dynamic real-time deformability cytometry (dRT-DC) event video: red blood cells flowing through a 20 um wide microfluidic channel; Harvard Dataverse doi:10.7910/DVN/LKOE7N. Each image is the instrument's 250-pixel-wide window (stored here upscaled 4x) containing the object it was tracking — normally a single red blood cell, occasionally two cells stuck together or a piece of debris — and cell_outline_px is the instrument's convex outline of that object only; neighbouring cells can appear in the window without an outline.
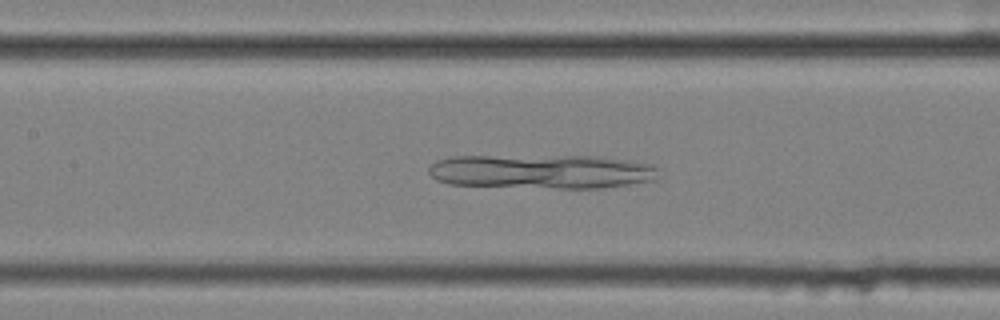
{"species": "common noctule bat (a hibernating species)", "species_latin": "Nyctalus noctula", "temperature_condition": "cold", "stored_images_in_passage": 49, "camera_frame_rate_fps": 3000, "um_per_image_px": 0.085, "animal": {"sex": "female", "body_mass_g": 25.1}, "frame": {"image": 1, "passage_image": 19, "time_ms": 6.0, "image_size_px": [1000, 320], "cell_outline_px": [[660, 176], [652, 180], [604, 188], [560, 188], [448, 184], [436, 180], [428, 172], [428, 168], [436, 160], [452, 156], [604, 156], [652, 164], [656, 168]], "centroid_in_image_um": [46.05, 14.57], "position_along_channel_um": 161.3, "area_um2": 46.01}}
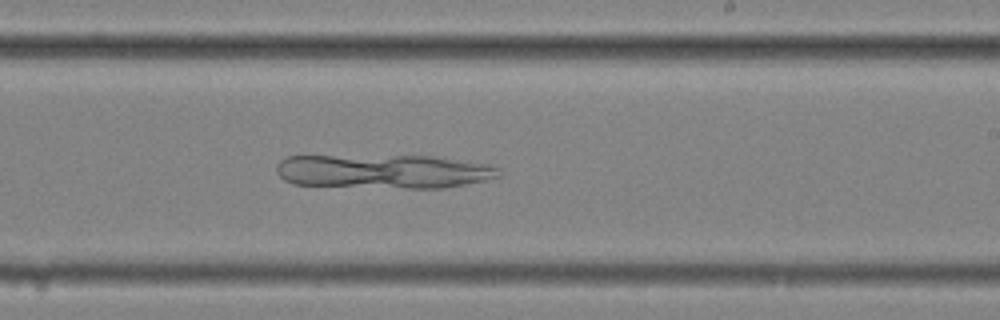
{"frame": {"image": 2, "passage_image": 27, "time_ms": 8.667, "image_size_px": [1000, 320], "cell_outline_px": [[504, 176], [444, 188], [404, 188], [292, 184], [284, 180], [276, 172], [276, 164], [280, 160], [288, 156], [432, 156], [484, 164], [500, 168]], "centroid_in_image_um": [32.59, 14.57], "position_along_channel_um": 256.4, "area_um2": 44.04}}
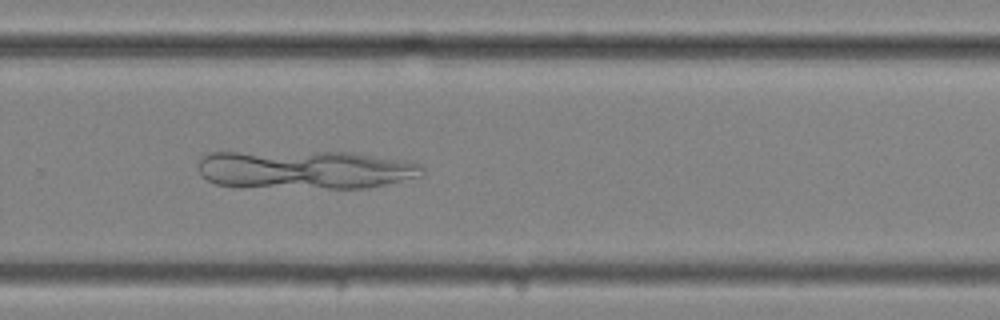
{"frame": {"image": 3, "passage_image": 31, "time_ms": 10.0, "image_size_px": [1000, 320], "cell_outline_px": [[424, 176], [368, 188], [328, 188], [216, 184], [200, 176], [196, 168], [196, 164], [200, 156], [208, 152], [352, 152], [408, 160], [420, 164], [424, 168]], "centroid_in_image_um": [25.98, 14.4], "position_along_channel_um": 303.8, "area_um2": 50.63}}